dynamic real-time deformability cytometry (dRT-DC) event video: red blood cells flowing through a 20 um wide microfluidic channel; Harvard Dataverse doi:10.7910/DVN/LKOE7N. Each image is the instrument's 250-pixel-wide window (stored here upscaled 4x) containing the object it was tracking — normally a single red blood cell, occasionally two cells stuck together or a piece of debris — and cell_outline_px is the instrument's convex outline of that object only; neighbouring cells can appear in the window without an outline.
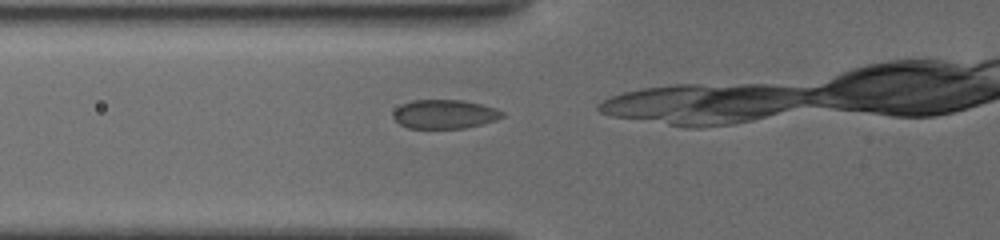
{"species": "common noctule bat (a hibernating species)", "species_latin": "Nyctalus noctula", "temperature_condition": "cold", "stored_images_in_passage": 8, "camera_frame_rate_fps": 3000, "um_per_image_px": 0.085, "animal": {"sex": "female", "body_mass_g": 19.5, "forearm_length_mm": 54.1}, "frame": {"image": 1, "passage_image": 3, "time_ms": 0.333, "image_size_px": [1000, 240], "cell_outline_px": [[504, 116], [480, 124], [464, 128], [408, 128], [400, 124], [392, 116], [392, 112], [396, 108], [412, 100], [460, 100], [480, 104], [504, 112]], "centroid_in_image_um": [37.73, 9.7], "position_along_channel_um": 88.1, "area_um2": 18.03}}